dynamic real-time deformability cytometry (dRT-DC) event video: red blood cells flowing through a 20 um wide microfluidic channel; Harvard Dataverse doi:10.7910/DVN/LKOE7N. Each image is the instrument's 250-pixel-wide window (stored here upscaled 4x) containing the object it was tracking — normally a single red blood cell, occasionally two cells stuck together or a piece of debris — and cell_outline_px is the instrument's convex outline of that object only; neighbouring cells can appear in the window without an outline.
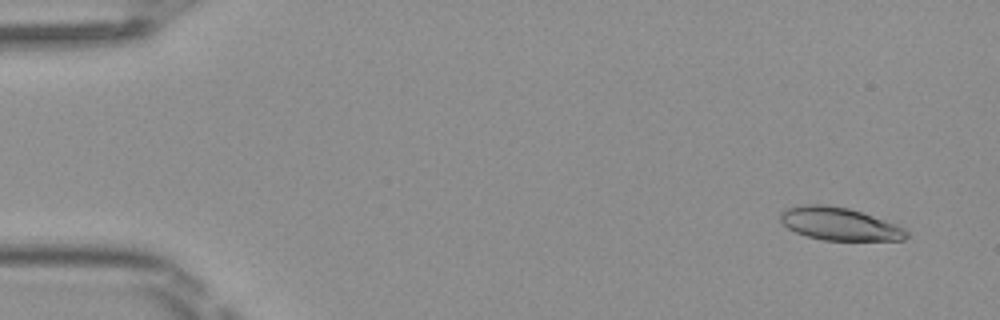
{"species": "Egyptian fruit bat (a non-hibernating species)", "species_latin": "Rousettus aegyptiacus", "temperature_condition": "room temperature", "stored_images_in_passage": 49, "camera_frame_rate_fps": 3000, "um_per_image_px": 0.085, "frame": {"image": 1, "passage_image": 3, "time_ms": 0.667, "image_size_px": [1000, 320], "cell_outline_px": [[908, 236], [904, 240], [824, 240], [808, 236], [796, 232], [788, 228], [780, 220], [780, 212], [788, 208], [804, 204], [828, 204], [848, 208], [896, 224], [904, 228], [908, 232]], "centroid_in_image_um": [71.34, 19.02], "position_along_channel_um": 13.7, "area_um2": 23.93}}
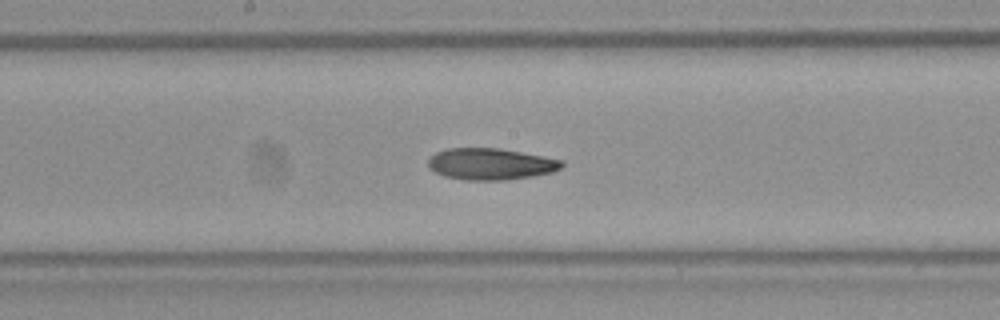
{"frame": {"image": 2, "passage_image": 26, "time_ms": 8.333, "image_size_px": [1000, 320], "cell_outline_px": [[564, 164], [560, 168], [552, 172], [532, 176], [504, 180], [464, 180], [444, 176], [428, 168], [428, 160], [436, 152], [448, 148], [500, 148], [544, 156], [564, 160]], "centroid_in_image_um": [41.71, 13.94], "position_along_channel_um": 206.5, "area_um2": 24.62}}
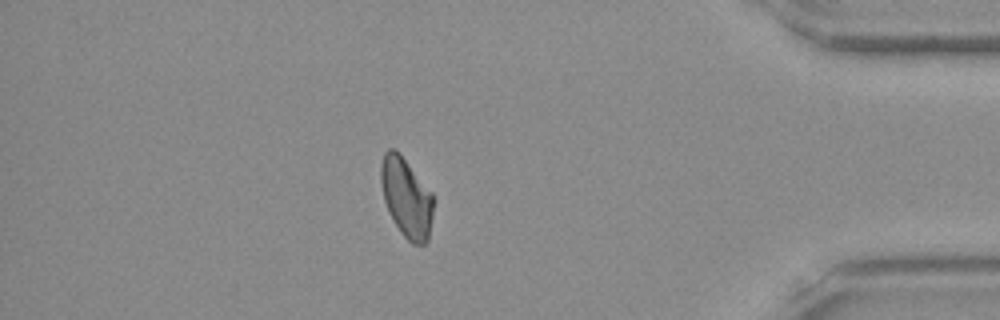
{"frame": {"image": 3, "passage_image": 43, "time_ms": 14.0, "image_size_px": [1000, 320], "cell_outline_px": [[432, 216], [428, 240], [424, 244], [412, 244], [400, 232], [388, 212], [384, 200], [380, 184], [380, 164], [384, 152], [388, 148], [396, 148], [432, 192]], "centroid_in_image_um": [34.51, 16.76], "position_along_channel_um": 400.7, "area_um2": 24.45}, "authors_computed_cell_mechanics": {"area_um2": 24.5072, "velocity_mm_per_s": 4.0932, "shape_relaxation_time_tau1_ms": null, "shape_relaxation_time_tau2_ms": 6.3639, "deformation_change_tau1": null, "deformation_change_tau2": 0.1533}}